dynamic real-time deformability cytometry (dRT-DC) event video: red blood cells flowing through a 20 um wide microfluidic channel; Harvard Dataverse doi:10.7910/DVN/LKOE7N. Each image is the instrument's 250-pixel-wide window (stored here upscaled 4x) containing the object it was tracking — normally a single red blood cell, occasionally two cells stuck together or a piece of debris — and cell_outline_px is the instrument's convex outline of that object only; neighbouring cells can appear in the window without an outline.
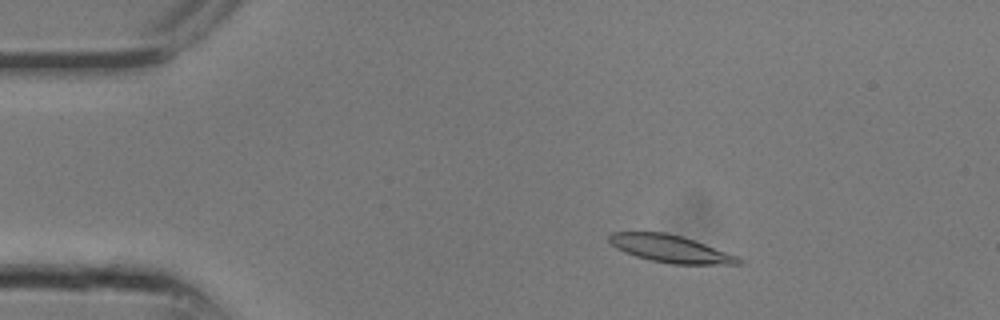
{"species": "common noctule bat (a hibernating species)", "species_latin": "Nyctalus noctula", "temperature_condition": "room temperature", "stored_images_in_passage": 9, "camera_frame_rate_fps": 3000, "um_per_image_px": 0.085, "animal": {"sex": "male", "body_mass_g": 13.3}, "frame": {"image": 1, "passage_image": 4, "time_ms": 1.0, "image_size_px": [1000, 320], "cell_outline_px": [[744, 260], [740, 264], [672, 264], [652, 260], [636, 256], [624, 252], [616, 248], [608, 240], [608, 236], [612, 232], [664, 232], [680, 236], [704, 244], [736, 256]], "centroid_in_image_um": [56.94, 21.14], "position_along_channel_um": 28.1, "area_um2": 20.23}}
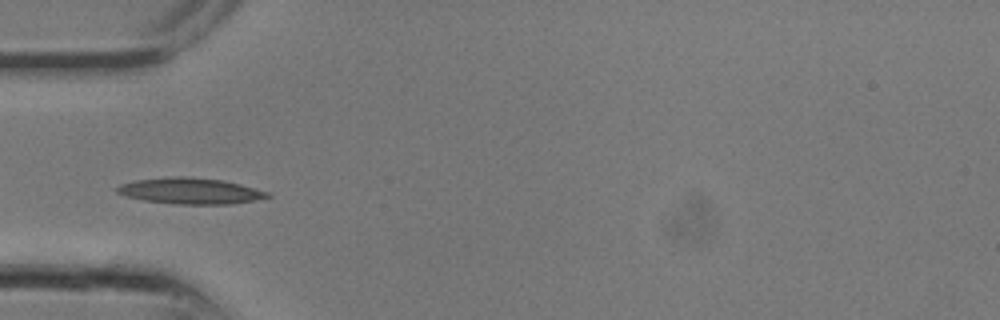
{"frame": {"image": 2, "passage_image": 8, "time_ms": 2.333, "image_size_px": [1000, 320], "cell_outline_px": [[272, 196], [232, 204], [176, 204], [144, 200], [124, 196], [116, 192], [116, 188], [120, 184], [136, 180], [172, 176], [192, 176], [224, 180], [240, 184], [268, 192]], "centroid_in_image_um": [16.14, 16.22], "position_along_channel_um": 68.9, "area_um2": 22.89}}